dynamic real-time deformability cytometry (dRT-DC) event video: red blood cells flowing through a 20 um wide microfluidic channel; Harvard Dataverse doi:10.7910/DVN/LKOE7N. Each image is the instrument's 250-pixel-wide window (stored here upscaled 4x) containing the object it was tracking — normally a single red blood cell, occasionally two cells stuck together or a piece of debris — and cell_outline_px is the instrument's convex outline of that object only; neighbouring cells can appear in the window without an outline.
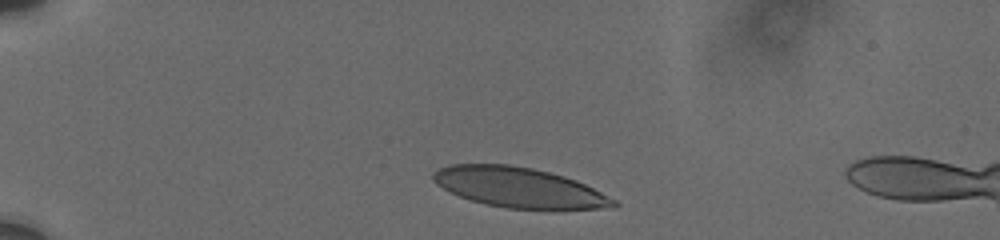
{"species": "human", "species_latin": "Homo sapiens", "temperature_condition": "cold", "stored_images_in_passage": 23, "camera_frame_rate_fps": 3000, "um_per_image_px": 0.085, "donor": {"sex": "male"}, "frame": {"image": 1, "passage_image": 1, "time_ms": 0.0, "image_size_px": [1000, 240], "cell_outline_px": [[620, 204], [616, 208], [508, 208], [484, 204], [460, 196], [436, 184], [432, 180], [432, 172], [440, 168], [452, 164], [508, 164], [532, 168], [564, 176], [576, 180], [616, 200]], "centroid_in_image_um": [44.1, 15.92], "position_along_channel_um": 40.9, "area_um2": 41.56}}
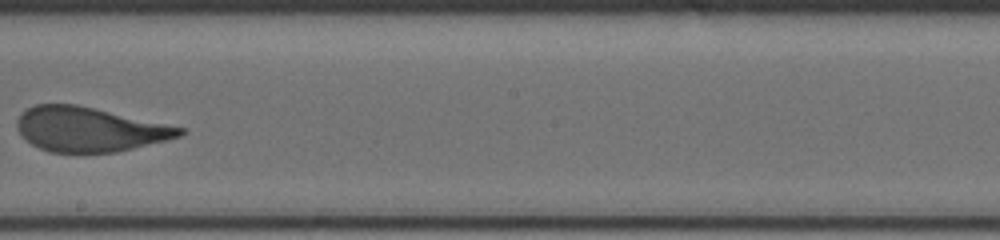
{"frame": {"image": 2, "passage_image": 10, "time_ms": 7.0, "image_size_px": [1000, 240], "cell_outline_px": [[188, 132], [180, 136], [168, 140], [116, 152], [48, 152], [32, 144], [16, 128], [16, 120], [28, 108], [36, 104], [76, 104], [184, 128]], "centroid_in_image_um": [7.61, 11.0], "position_along_channel_um": 240.6, "area_um2": 41.73}}
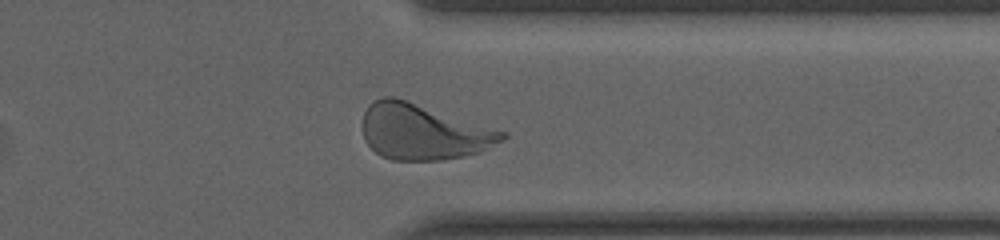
{"frame": {"image": 3, "passage_image": 19, "time_ms": 10.667, "image_size_px": [1000, 240], "cell_outline_px": [[508, 136], [504, 140], [480, 152], [464, 156], [440, 160], [392, 160], [380, 156], [364, 140], [364, 112], [368, 104], [372, 100], [384, 96], [396, 96], [508, 132]], "centroid_in_image_um": [35.99, 11.19], "position_along_channel_um": 375.4, "area_um2": 45.66}, "authors_computed_cell_mechanics": {"area_um2": 43.6968, "velocity_mm_per_s": 3.6901, "shape_relaxation_time_tau1_ms": 3.3818, "shape_relaxation_time_tau2_ms": null, "deformation_change_tau1": 0.1706, "deformation_change_tau2": null}}